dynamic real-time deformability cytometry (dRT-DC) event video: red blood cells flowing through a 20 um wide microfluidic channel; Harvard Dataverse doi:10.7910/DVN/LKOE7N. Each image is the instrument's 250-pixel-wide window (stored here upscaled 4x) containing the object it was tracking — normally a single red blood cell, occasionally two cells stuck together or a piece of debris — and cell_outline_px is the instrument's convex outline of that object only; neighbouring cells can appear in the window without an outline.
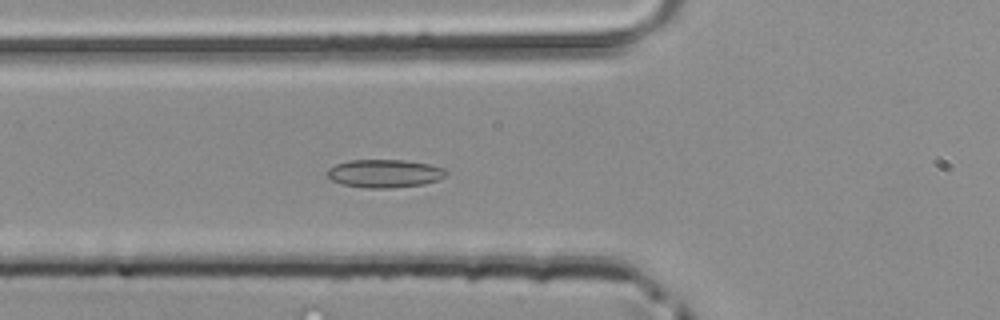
{"species": "common noctule bat (a hibernating species)", "species_latin": "Nyctalus noctula", "temperature_condition": "room temperature", "stored_images_in_passage": 49, "camera_frame_rate_fps": 3000, "um_per_image_px": 0.085, "animal": {"sex": "male", "body_mass_g": 20.4}, "frame": {"image": 1, "passage_image": 18, "time_ms": 5.667, "image_size_px": [1000, 320], "cell_outline_px": [[448, 176], [424, 184], [392, 188], [368, 188], [344, 184], [332, 180], [328, 176], [328, 168], [336, 164], [348, 160], [404, 160], [428, 164], [444, 168], [448, 172]], "centroid_in_image_um": [32.72, 14.74], "position_along_channel_um": 93.1, "area_um2": 19.42}}
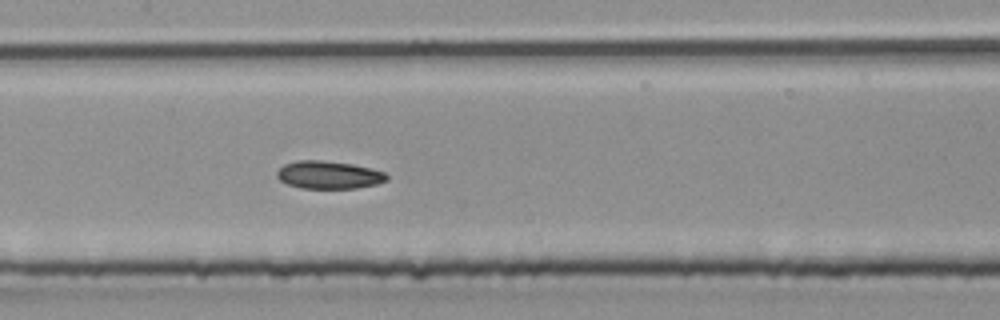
{"frame": {"image": 2, "passage_image": 24, "time_ms": 7.667, "image_size_px": [1000, 320], "cell_outline_px": [[388, 180], [376, 184], [356, 188], [300, 188], [288, 184], [280, 180], [276, 176], [276, 172], [284, 164], [296, 160], [324, 160], [352, 164], [372, 168], [384, 172], [388, 176]], "centroid_in_image_um": [27.94, 14.86], "position_along_channel_um": 179.5, "area_um2": 17.86}}
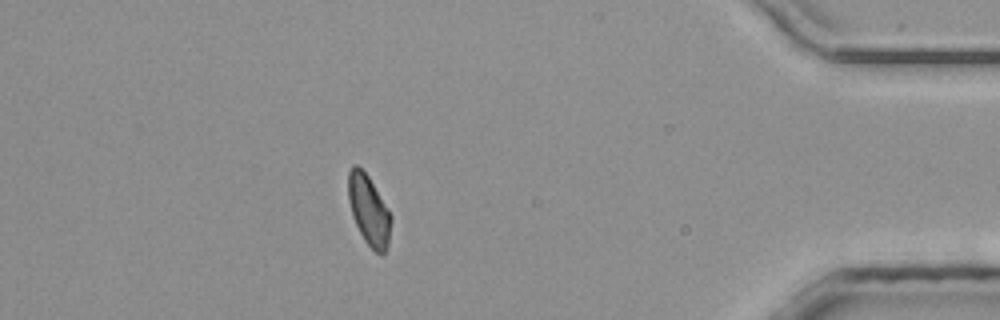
{"frame": {"image": 3, "passage_image": 43, "time_ms": 14.0, "image_size_px": [1000, 320], "cell_outline_px": [[392, 220], [388, 244], [384, 252], [380, 256], [364, 240], [352, 216], [348, 200], [348, 172], [352, 164], [356, 164], [368, 176], [392, 216]], "centroid_in_image_um": [31.34, 17.87], "position_along_channel_um": 403.9, "area_um2": 17.34}}